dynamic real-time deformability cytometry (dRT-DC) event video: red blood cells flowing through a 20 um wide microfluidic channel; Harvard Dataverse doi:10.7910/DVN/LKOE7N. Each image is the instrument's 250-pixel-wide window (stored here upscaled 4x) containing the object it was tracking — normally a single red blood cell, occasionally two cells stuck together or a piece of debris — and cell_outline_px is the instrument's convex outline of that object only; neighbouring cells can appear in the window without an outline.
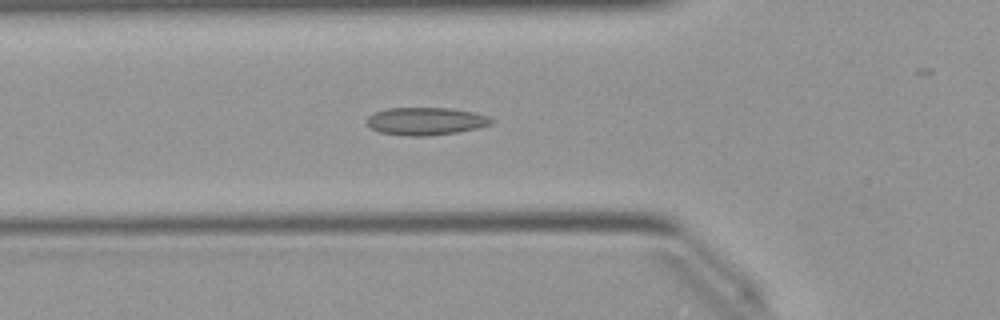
{"species": "Egyptian fruit bat (a non-hibernating species)", "species_latin": "Rousettus aegyptiacus", "temperature_condition": "warm", "stored_images_in_passage": 40, "camera_frame_rate_fps": 3000, "um_per_image_px": 0.085, "animal": {"sex": "female"}, "frame": {"image": 1, "passage_image": 17, "time_ms": 5.333, "image_size_px": [1000, 320], "cell_outline_px": [[496, 120], [492, 124], [460, 132], [424, 136], [408, 136], [380, 132], [372, 128], [368, 124], [368, 116], [372, 112], [384, 108], [448, 108], [472, 112], [488, 116]], "centroid_in_image_um": [36.19, 10.3], "position_along_channel_um": 89.6, "area_um2": 20.11}}
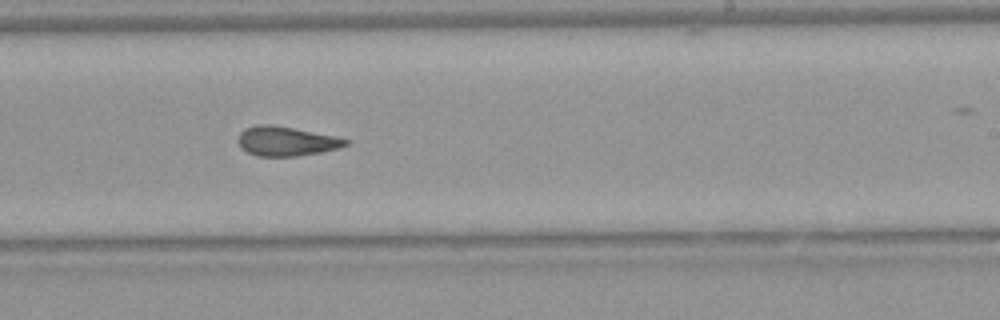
{"frame": {"image": 2, "passage_image": 30, "time_ms": 9.667, "image_size_px": [1000, 320], "cell_outline_px": [[352, 140], [348, 144], [340, 148], [320, 152], [296, 156], [256, 156], [240, 148], [236, 140], [240, 132], [244, 128], [256, 124], [272, 124], [336, 136]], "centroid_in_image_um": [24.31, 11.99], "position_along_channel_um": 264.7, "area_um2": 18.73}}
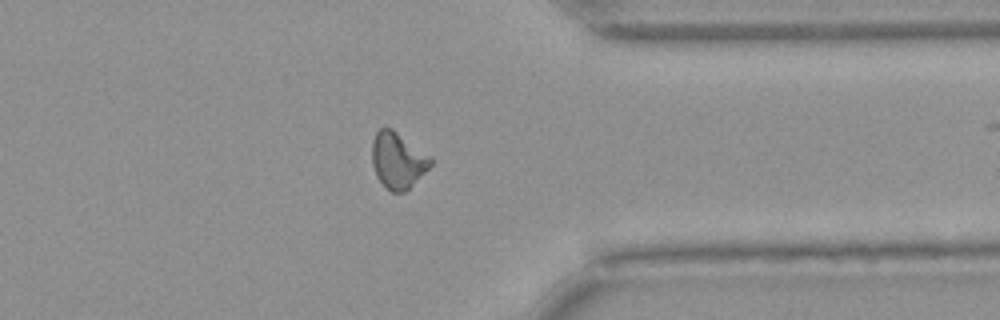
{"frame": {"image": 3, "passage_image": 39, "time_ms": 12.667, "image_size_px": [1000, 320], "cell_outline_px": [[432, 164], [404, 192], [392, 192], [376, 176], [372, 164], [372, 140], [376, 132], [380, 128], [392, 128], [432, 156]], "centroid_in_image_um": [33.81, 13.59], "position_along_channel_um": 377.6, "area_um2": 19.02}}